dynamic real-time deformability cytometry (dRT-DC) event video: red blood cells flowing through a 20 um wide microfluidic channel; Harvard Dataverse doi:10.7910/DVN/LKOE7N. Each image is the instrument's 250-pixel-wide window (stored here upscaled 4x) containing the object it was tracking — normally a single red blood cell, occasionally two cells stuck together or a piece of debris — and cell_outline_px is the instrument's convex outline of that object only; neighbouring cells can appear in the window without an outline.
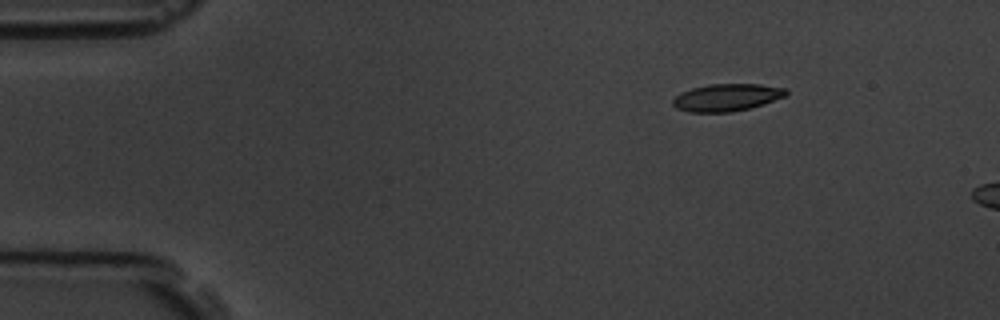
{"species": "common noctule bat (a hibernating species)", "species_latin": "Nyctalus noctula", "temperature_condition": "room temperature", "stored_images_in_passage": 3, "camera_frame_rate_fps": 3000, "um_per_image_px": 0.085, "animal": {"sex": "male", "body_mass_g": 19.5, "forearm_length_mm": 54.6}, "frame": {"image": 1, "passage_image": 1, "time_ms": 0.0, "image_size_px": [1000, 320], "cell_outline_px": [[788, 92], [784, 96], [764, 104], [748, 108], [728, 112], [688, 112], [676, 108], [672, 104], [672, 100], [680, 92], [692, 88], [708, 84], [760, 84], [788, 88]], "centroid_in_image_um": [61.76, 8.27], "position_along_channel_um": 23.2, "area_um2": 18.03}}